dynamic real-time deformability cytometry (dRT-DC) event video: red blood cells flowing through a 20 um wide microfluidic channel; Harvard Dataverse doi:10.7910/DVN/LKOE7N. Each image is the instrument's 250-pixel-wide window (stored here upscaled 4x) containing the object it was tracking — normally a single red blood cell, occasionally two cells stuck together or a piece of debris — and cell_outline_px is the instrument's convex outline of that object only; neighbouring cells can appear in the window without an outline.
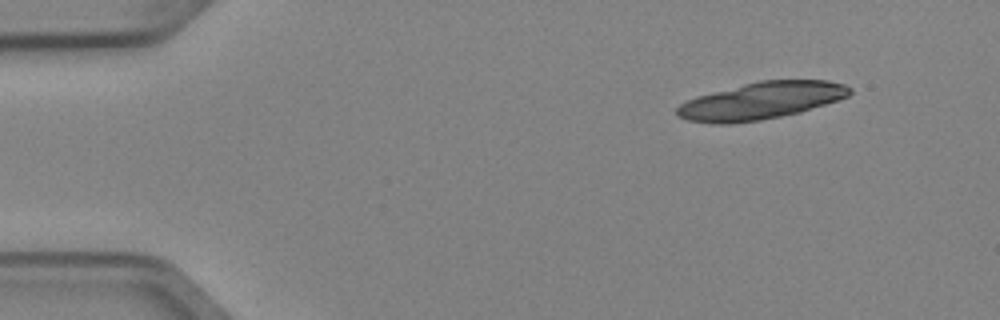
{"species": "Egyptian fruit bat (a non-hibernating species)", "species_latin": "Rousettus aegyptiacus", "temperature_condition": "cold", "stored_images_in_passage": 4, "segment_of_instrument_passage": [2, 2], "camera_frame_rate_fps": 3000, "um_per_image_px": 0.085, "animal": {"sex": "female"}, "frame": {"image": 1, "passage_image": 4, "time_ms": 1.0, "image_size_px": [1000, 320], "cell_outline_px": [[852, 92], [848, 96], [800, 112], [760, 120], [728, 124], [712, 124], [688, 120], [676, 116], [676, 108], [680, 104], [696, 96], [760, 80], [828, 80], [844, 84], [852, 88]], "centroid_in_image_um": [64.67, 8.57], "position_along_channel_um": 20.3, "area_um2": 37.17}}